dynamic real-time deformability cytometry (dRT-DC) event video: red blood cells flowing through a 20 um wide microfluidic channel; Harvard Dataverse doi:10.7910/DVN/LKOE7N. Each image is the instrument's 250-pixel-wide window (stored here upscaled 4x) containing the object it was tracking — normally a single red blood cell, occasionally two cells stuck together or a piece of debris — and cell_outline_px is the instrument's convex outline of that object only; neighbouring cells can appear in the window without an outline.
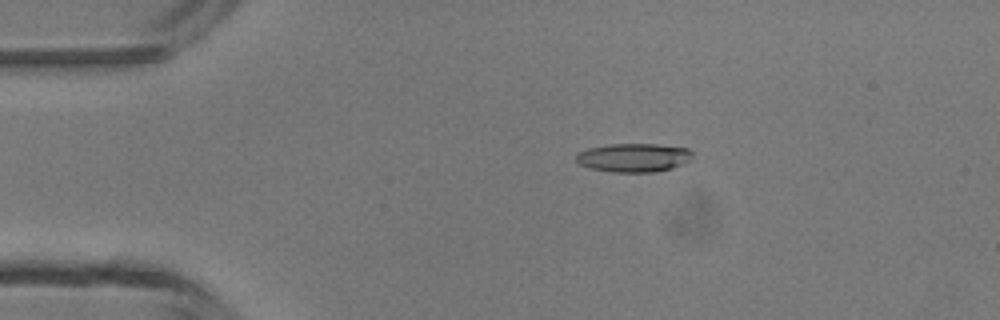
{"species": "common noctule bat (a hibernating species)", "species_latin": "Nyctalus noctula", "temperature_condition": "room temperature", "stored_images_in_passage": 4, "camera_frame_rate_fps": 3000, "um_per_image_px": 0.085, "animal": {"sex": "male", "body_mass_g": 13.3}, "frame": {"image": 1, "passage_image": 3, "time_ms": 2.333, "image_size_px": [1000, 320], "cell_outline_px": [[692, 156], [684, 164], [672, 168], [656, 172], [616, 172], [592, 168], [580, 164], [576, 160], [576, 152], [588, 148], [608, 144], [656, 144], [688, 148], [692, 152]], "centroid_in_image_um": [53.86, 13.39], "position_along_channel_um": 31.1, "area_um2": 19.42}}